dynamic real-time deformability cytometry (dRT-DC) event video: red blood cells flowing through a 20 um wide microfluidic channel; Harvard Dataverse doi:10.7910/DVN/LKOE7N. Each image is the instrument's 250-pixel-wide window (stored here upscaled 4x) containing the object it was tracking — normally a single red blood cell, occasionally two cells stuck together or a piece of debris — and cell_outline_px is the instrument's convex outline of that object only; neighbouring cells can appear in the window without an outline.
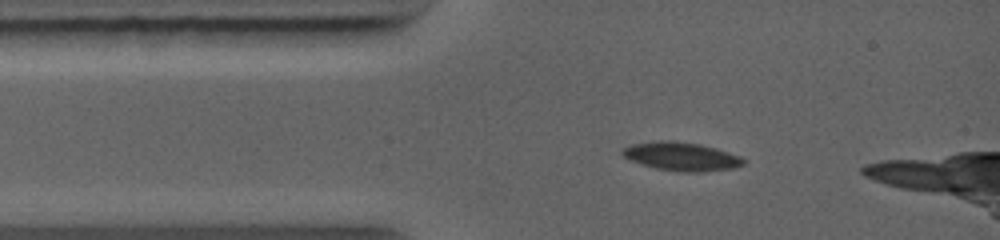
{"species": "common noctule bat (a hibernating species)", "species_latin": "Nyctalus noctula", "temperature_condition": "warm", "stored_images_in_passage": 25, "camera_frame_rate_fps": 5000, "um_per_image_px": 0.085, "animal": {"sex": "female", "body_mass_g": 19.0, "forearm_length_mm": 56.7}, "frame": {"image": 1, "passage_image": 3, "time_ms": 0.8, "image_size_px": [1000, 240], "cell_outline_px": [[744, 164], [736, 168], [704, 172], [680, 172], [656, 168], [640, 164], [628, 160], [620, 152], [624, 148], [632, 144], [668, 140], [672, 140], [700, 144], [716, 148], [740, 156], [744, 160]], "centroid_in_image_um": [57.93, 13.31], "position_along_channel_um": 27.1, "area_um2": 20.17}}
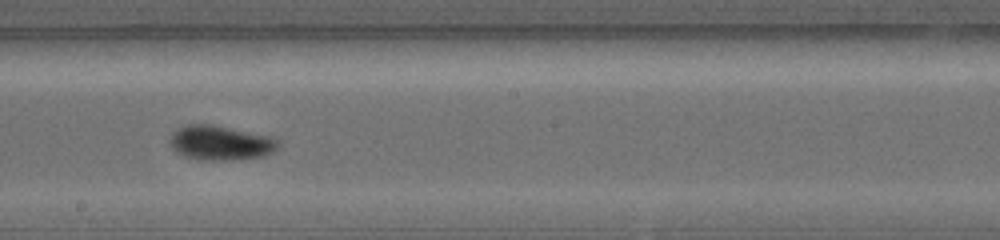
{"frame": {"image": 2, "passage_image": 14, "time_ms": 5.4, "image_size_px": [1000, 240], "cell_outline_px": [[280, 144], [272, 152], [264, 156], [240, 160], [196, 160], [184, 156], [176, 152], [172, 148], [168, 140], [172, 132], [188, 124], [212, 124], [272, 136], [280, 140]], "centroid_in_image_um": [18.75, 12.15], "position_along_channel_um": 229.5, "area_um2": 22.25}}
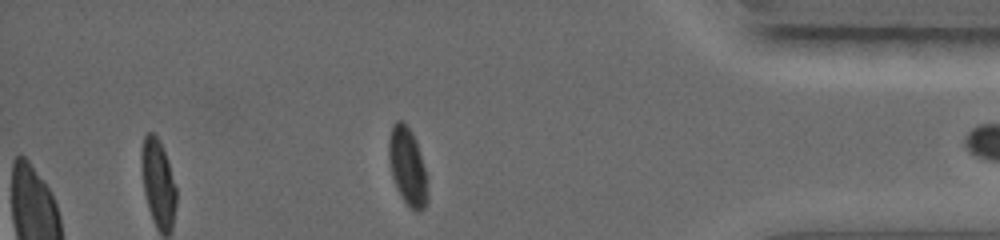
{"frame": {"image": 3, "passage_image": 24, "time_ms": 9.6, "image_size_px": [1000, 240], "cell_outline_px": [[428, 200], [424, 208], [416, 212], [404, 200], [392, 176], [388, 156], [388, 140], [392, 124], [396, 120], [404, 120], [412, 132], [416, 140], [428, 176]], "centroid_in_image_um": [34.66, 14.1], "position_along_channel_um": 400.5, "area_um2": 17.8}}